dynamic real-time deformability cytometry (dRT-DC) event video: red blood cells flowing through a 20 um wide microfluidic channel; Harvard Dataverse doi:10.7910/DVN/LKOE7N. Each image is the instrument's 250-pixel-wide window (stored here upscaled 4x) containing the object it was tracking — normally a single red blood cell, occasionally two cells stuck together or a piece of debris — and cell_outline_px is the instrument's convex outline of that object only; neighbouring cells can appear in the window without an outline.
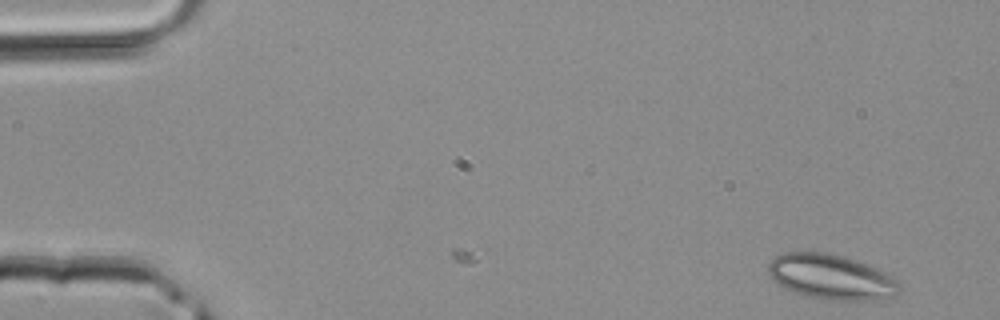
{"species": "common noctule bat (a hibernating species)", "species_latin": "Nyctalus noctula", "temperature_condition": "room temperature", "stored_images_in_passage": 3, "camera_frame_rate_fps": 3000, "um_per_image_px": 0.085, "animal": {"sex": "male", "body_mass_g": 20.4}, "frame": {"image": 1, "passage_image": 3, "time_ms": 0.667, "image_size_px": [1000, 320], "cell_outline_px": [[900, 292], [896, 296], [876, 300], [824, 300], [808, 296], [784, 288], [768, 272], [768, 264], [776, 256], [784, 252], [828, 252], [844, 256], [876, 268], [896, 276], [900, 280]], "centroid_in_image_um": [70.73, 23.54], "position_along_channel_um": 14.3, "area_um2": 34.62}}